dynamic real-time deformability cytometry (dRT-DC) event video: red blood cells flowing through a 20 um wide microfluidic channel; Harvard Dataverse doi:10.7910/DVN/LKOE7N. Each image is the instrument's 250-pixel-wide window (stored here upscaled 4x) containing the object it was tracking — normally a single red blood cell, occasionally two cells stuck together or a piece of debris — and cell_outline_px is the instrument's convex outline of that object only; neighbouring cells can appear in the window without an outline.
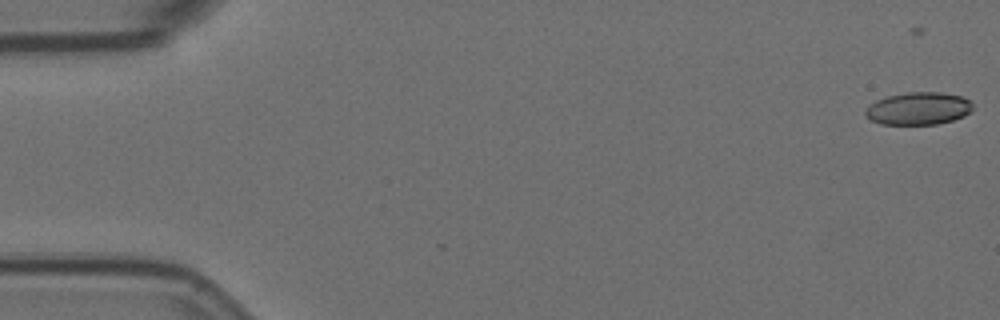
{"species": "Egyptian fruit bat (a non-hibernating species)", "species_latin": "Rousettus aegyptiacus", "temperature_condition": "room temperature", "stored_images_in_passage": 6, "camera_frame_rate_fps": 3000, "um_per_image_px": 0.085, "animal": {"sex": "female"}, "frame": {"image": 1, "passage_image": 2, "time_ms": 0.333, "image_size_px": [1000, 320], "cell_outline_px": [[972, 112], [964, 116], [952, 120], [936, 124], [880, 124], [872, 120], [864, 112], [868, 104], [876, 100], [888, 96], [908, 92], [940, 92], [964, 96], [972, 104]], "centroid_in_image_um": [78.08, 9.21], "position_along_channel_um": 6.9, "area_um2": 20.4}}
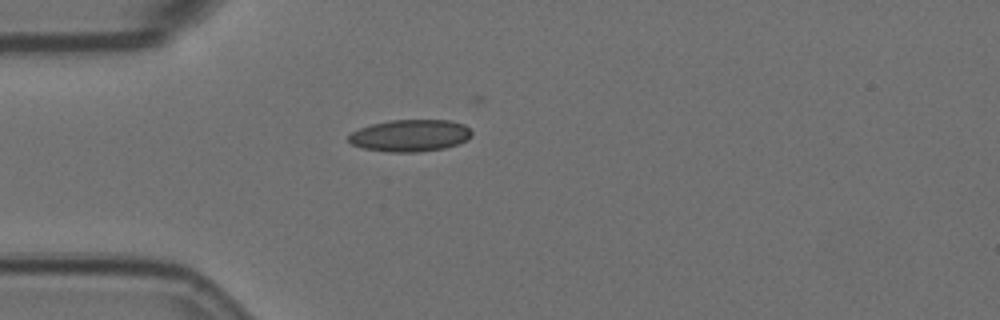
{"frame": {"image": 2, "passage_image": 5, "time_ms": 1.333, "image_size_px": [1000, 320], "cell_outline_px": [[472, 136], [456, 144], [444, 148], [420, 152], [388, 152], [364, 148], [352, 144], [348, 140], [348, 136], [352, 132], [360, 128], [372, 124], [388, 120], [452, 120], [464, 124], [472, 132]], "centroid_in_image_um": [34.86, 11.51], "position_along_channel_um": 50.1, "area_um2": 22.89}}